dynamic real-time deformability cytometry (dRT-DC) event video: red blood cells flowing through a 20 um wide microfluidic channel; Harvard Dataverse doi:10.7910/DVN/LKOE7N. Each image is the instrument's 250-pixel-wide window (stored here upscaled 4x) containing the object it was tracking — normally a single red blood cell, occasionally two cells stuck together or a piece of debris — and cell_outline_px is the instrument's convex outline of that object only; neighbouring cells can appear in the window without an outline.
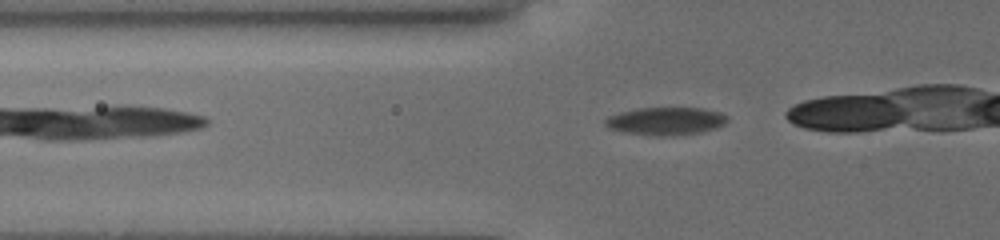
{"species": "common noctule bat (a hibernating species)", "species_latin": "Nyctalus noctula", "temperature_condition": "cold", "stored_images_in_passage": 25, "camera_frame_rate_fps": 3000, "um_per_image_px": 0.085, "animal": {"sex": "female", "body_mass_g": 19.5, "forearm_length_mm": 54.1}, "frame": {"image": 1, "passage_image": 2, "time_ms": 0.333, "image_size_px": [1000, 240], "cell_outline_px": [[728, 120], [724, 124], [716, 128], [700, 132], [672, 136], [656, 136], [624, 132], [608, 128], [604, 124], [604, 120], [608, 116], [620, 112], [636, 108], [700, 108], [720, 112], [728, 116]], "centroid_in_image_um": [56.58, 10.29], "position_along_channel_um": 69.2, "area_um2": 19.88}}
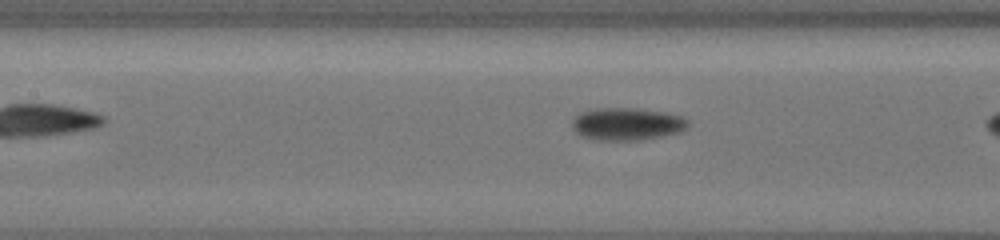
{"frame": {"image": 2, "passage_image": 7, "time_ms": 2.667, "image_size_px": [1000, 240], "cell_outline_px": [[688, 124], [680, 132], [640, 140], [596, 140], [584, 136], [576, 132], [572, 128], [572, 120], [576, 116], [584, 112], [596, 108], [632, 108], [660, 112], [680, 116], [688, 120]], "centroid_in_image_um": [53.26, 10.54], "position_along_channel_um": 154.1, "area_um2": 21.5}}
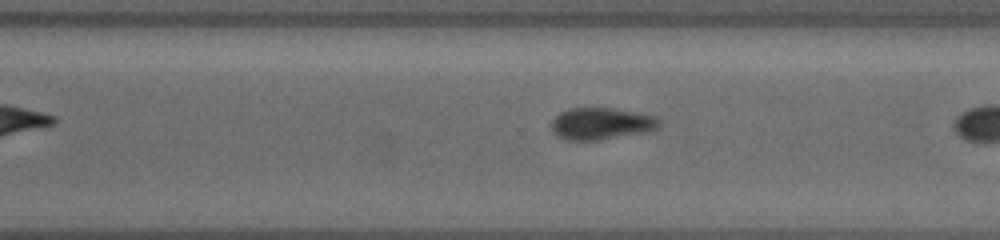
{"frame": {"image": 3, "passage_image": 20, "time_ms": 7.0, "image_size_px": [1000, 240], "cell_outline_px": [[660, 124], [656, 128], [640, 132], [596, 140], [568, 140], [556, 136], [552, 132], [552, 120], [560, 112], [568, 108], [612, 108], [656, 116], [660, 120]], "centroid_in_image_um": [51.04, 10.49], "position_along_channel_um": 319.6, "area_um2": 19.65}}